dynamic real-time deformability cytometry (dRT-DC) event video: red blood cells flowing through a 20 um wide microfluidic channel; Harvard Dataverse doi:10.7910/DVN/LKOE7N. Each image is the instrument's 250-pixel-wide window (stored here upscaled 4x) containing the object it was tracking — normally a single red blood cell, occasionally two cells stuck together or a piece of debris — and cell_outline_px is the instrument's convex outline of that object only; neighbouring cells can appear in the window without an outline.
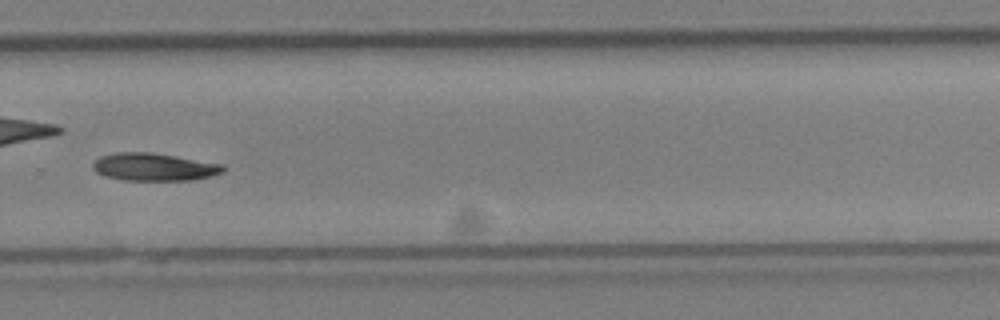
{"species": "Egyptian fruit bat (a non-hibernating species)", "species_latin": "Rousettus aegyptiacus", "temperature_condition": "cold", "stored_images_in_passage": 30, "camera_frame_rate_fps": 3000, "um_per_image_px": 0.085, "animal": {"sex": "female"}, "frame": {"image": 1, "passage_image": 18, "time_ms": 5.667, "image_size_px": [1000, 320], "cell_outline_px": [[224, 172], [212, 176], [192, 180], [124, 180], [104, 176], [96, 172], [92, 168], [92, 164], [100, 156], [116, 152], [148, 152], [176, 156], [224, 164]], "centroid_in_image_um": [13.1, 14.19], "position_along_channel_um": 316.7, "area_um2": 21.1}}
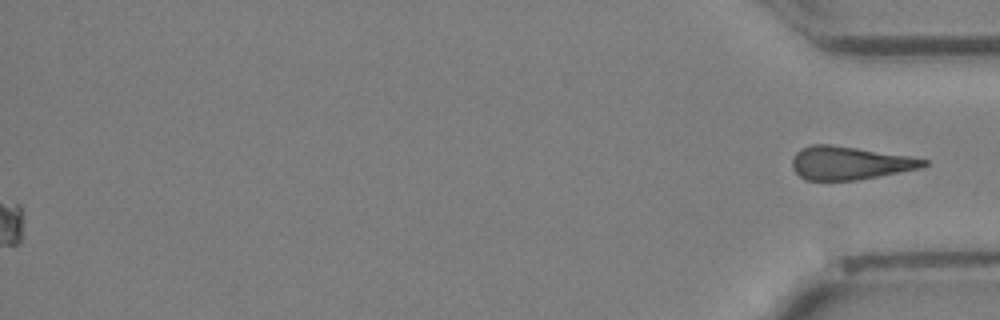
{"frame": {"image": 2, "passage_image": 30, "time_ms": 9.667, "image_size_px": [1000, 320], "cell_outline_px": [[928, 164], [920, 168], [856, 180], [804, 180], [792, 168], [792, 156], [800, 148], [812, 144], [832, 144], [912, 156], [928, 160]], "centroid_in_image_um": [72.2, 13.84], "position_along_channel_um": 363.0, "area_um2": 25.55}}